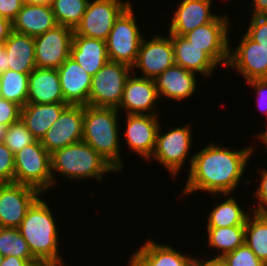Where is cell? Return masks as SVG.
<instances>
[{
    "label": "cell",
    "instance_id": "f35d334b",
    "mask_svg": "<svg viewBox=\"0 0 267 266\" xmlns=\"http://www.w3.org/2000/svg\"><path fill=\"white\" fill-rule=\"evenodd\" d=\"M245 84L254 88L257 97V109L259 108L267 116V78L249 80Z\"/></svg>",
    "mask_w": 267,
    "mask_h": 266
},
{
    "label": "cell",
    "instance_id": "8fae6325",
    "mask_svg": "<svg viewBox=\"0 0 267 266\" xmlns=\"http://www.w3.org/2000/svg\"><path fill=\"white\" fill-rule=\"evenodd\" d=\"M73 35L72 28L57 25L34 37L36 67L58 69L70 57Z\"/></svg>",
    "mask_w": 267,
    "mask_h": 266
},
{
    "label": "cell",
    "instance_id": "f6af8a7d",
    "mask_svg": "<svg viewBox=\"0 0 267 266\" xmlns=\"http://www.w3.org/2000/svg\"><path fill=\"white\" fill-rule=\"evenodd\" d=\"M7 71V53L5 51V41H0V75Z\"/></svg>",
    "mask_w": 267,
    "mask_h": 266
},
{
    "label": "cell",
    "instance_id": "2e32d148",
    "mask_svg": "<svg viewBox=\"0 0 267 266\" xmlns=\"http://www.w3.org/2000/svg\"><path fill=\"white\" fill-rule=\"evenodd\" d=\"M242 37L235 50L230 46L227 68L236 69L245 82L267 78V50L246 33Z\"/></svg>",
    "mask_w": 267,
    "mask_h": 266
},
{
    "label": "cell",
    "instance_id": "8992f818",
    "mask_svg": "<svg viewBox=\"0 0 267 266\" xmlns=\"http://www.w3.org/2000/svg\"><path fill=\"white\" fill-rule=\"evenodd\" d=\"M162 126H159L156 136V145L151 158L163 165L164 169L171 174L173 180L180 170L183 169L186 160L189 159V167H191L194 154L190 155L192 150V130L190 124L181 127H172L166 133H161ZM189 157V158H187Z\"/></svg>",
    "mask_w": 267,
    "mask_h": 266
},
{
    "label": "cell",
    "instance_id": "ac0fdd59",
    "mask_svg": "<svg viewBox=\"0 0 267 266\" xmlns=\"http://www.w3.org/2000/svg\"><path fill=\"white\" fill-rule=\"evenodd\" d=\"M214 0H181L171 17L169 34L183 36L198 26L212 22L218 15L211 8Z\"/></svg>",
    "mask_w": 267,
    "mask_h": 266
},
{
    "label": "cell",
    "instance_id": "30bf717a",
    "mask_svg": "<svg viewBox=\"0 0 267 266\" xmlns=\"http://www.w3.org/2000/svg\"><path fill=\"white\" fill-rule=\"evenodd\" d=\"M124 1L90 0L74 35L106 40L116 19L131 4V0Z\"/></svg>",
    "mask_w": 267,
    "mask_h": 266
},
{
    "label": "cell",
    "instance_id": "cb8c5ba5",
    "mask_svg": "<svg viewBox=\"0 0 267 266\" xmlns=\"http://www.w3.org/2000/svg\"><path fill=\"white\" fill-rule=\"evenodd\" d=\"M70 58L94 76L108 61L105 40L73 35Z\"/></svg>",
    "mask_w": 267,
    "mask_h": 266
},
{
    "label": "cell",
    "instance_id": "d6a6232c",
    "mask_svg": "<svg viewBox=\"0 0 267 266\" xmlns=\"http://www.w3.org/2000/svg\"><path fill=\"white\" fill-rule=\"evenodd\" d=\"M90 0H53L51 7L58 25L73 30L80 23Z\"/></svg>",
    "mask_w": 267,
    "mask_h": 266
},
{
    "label": "cell",
    "instance_id": "c3c4849f",
    "mask_svg": "<svg viewBox=\"0 0 267 266\" xmlns=\"http://www.w3.org/2000/svg\"><path fill=\"white\" fill-rule=\"evenodd\" d=\"M187 266H205V258H193Z\"/></svg>",
    "mask_w": 267,
    "mask_h": 266
},
{
    "label": "cell",
    "instance_id": "f1b7e54d",
    "mask_svg": "<svg viewBox=\"0 0 267 266\" xmlns=\"http://www.w3.org/2000/svg\"><path fill=\"white\" fill-rule=\"evenodd\" d=\"M244 243L267 266V213L250 212L245 222Z\"/></svg>",
    "mask_w": 267,
    "mask_h": 266
},
{
    "label": "cell",
    "instance_id": "1f68e13d",
    "mask_svg": "<svg viewBox=\"0 0 267 266\" xmlns=\"http://www.w3.org/2000/svg\"><path fill=\"white\" fill-rule=\"evenodd\" d=\"M0 254L27 260L31 265L39 262L32 255L18 228L0 227Z\"/></svg>",
    "mask_w": 267,
    "mask_h": 266
},
{
    "label": "cell",
    "instance_id": "7a4b0ae2",
    "mask_svg": "<svg viewBox=\"0 0 267 266\" xmlns=\"http://www.w3.org/2000/svg\"><path fill=\"white\" fill-rule=\"evenodd\" d=\"M47 200L39 196L28 208L25 218L18 227L20 234L28 243L32 255L39 262H50L57 266L64 265V258L59 254L60 239L54 217ZM55 218V219H54Z\"/></svg>",
    "mask_w": 267,
    "mask_h": 266
},
{
    "label": "cell",
    "instance_id": "277c9868",
    "mask_svg": "<svg viewBox=\"0 0 267 266\" xmlns=\"http://www.w3.org/2000/svg\"><path fill=\"white\" fill-rule=\"evenodd\" d=\"M111 172L118 171L83 140L55 150L51 154L53 186L58 179L55 173L74 181L94 178L101 182L105 175Z\"/></svg>",
    "mask_w": 267,
    "mask_h": 266
},
{
    "label": "cell",
    "instance_id": "7402d4cb",
    "mask_svg": "<svg viewBox=\"0 0 267 266\" xmlns=\"http://www.w3.org/2000/svg\"><path fill=\"white\" fill-rule=\"evenodd\" d=\"M57 25L51 5L25 1L16 18L12 21V30L36 37Z\"/></svg>",
    "mask_w": 267,
    "mask_h": 266
},
{
    "label": "cell",
    "instance_id": "44dd1931",
    "mask_svg": "<svg viewBox=\"0 0 267 266\" xmlns=\"http://www.w3.org/2000/svg\"><path fill=\"white\" fill-rule=\"evenodd\" d=\"M149 239L131 255L129 263L132 266H187L194 257L177 251L169 244Z\"/></svg>",
    "mask_w": 267,
    "mask_h": 266
},
{
    "label": "cell",
    "instance_id": "60d3db41",
    "mask_svg": "<svg viewBox=\"0 0 267 266\" xmlns=\"http://www.w3.org/2000/svg\"><path fill=\"white\" fill-rule=\"evenodd\" d=\"M25 0H0V17L9 19L11 22L16 18Z\"/></svg>",
    "mask_w": 267,
    "mask_h": 266
},
{
    "label": "cell",
    "instance_id": "484cf974",
    "mask_svg": "<svg viewBox=\"0 0 267 266\" xmlns=\"http://www.w3.org/2000/svg\"><path fill=\"white\" fill-rule=\"evenodd\" d=\"M68 106L64 102L52 104L26 103L21 107V121L36 140H42L46 132L58 120Z\"/></svg>",
    "mask_w": 267,
    "mask_h": 266
},
{
    "label": "cell",
    "instance_id": "b9f144b4",
    "mask_svg": "<svg viewBox=\"0 0 267 266\" xmlns=\"http://www.w3.org/2000/svg\"><path fill=\"white\" fill-rule=\"evenodd\" d=\"M12 31V22L4 17H0V41H6Z\"/></svg>",
    "mask_w": 267,
    "mask_h": 266
},
{
    "label": "cell",
    "instance_id": "4316f807",
    "mask_svg": "<svg viewBox=\"0 0 267 266\" xmlns=\"http://www.w3.org/2000/svg\"><path fill=\"white\" fill-rule=\"evenodd\" d=\"M34 37L11 31L5 41L7 70L30 73L36 68Z\"/></svg>",
    "mask_w": 267,
    "mask_h": 266
},
{
    "label": "cell",
    "instance_id": "7c38bea8",
    "mask_svg": "<svg viewBox=\"0 0 267 266\" xmlns=\"http://www.w3.org/2000/svg\"><path fill=\"white\" fill-rule=\"evenodd\" d=\"M174 64L173 44L170 34H168V37L158 34L149 40L142 38L136 61L131 68L132 71L136 68L140 70L143 74H140V77L154 79Z\"/></svg>",
    "mask_w": 267,
    "mask_h": 266
},
{
    "label": "cell",
    "instance_id": "8d00e7d4",
    "mask_svg": "<svg viewBox=\"0 0 267 266\" xmlns=\"http://www.w3.org/2000/svg\"><path fill=\"white\" fill-rule=\"evenodd\" d=\"M14 171V153L2 142L0 143V184L13 183Z\"/></svg>",
    "mask_w": 267,
    "mask_h": 266
},
{
    "label": "cell",
    "instance_id": "f546056e",
    "mask_svg": "<svg viewBox=\"0 0 267 266\" xmlns=\"http://www.w3.org/2000/svg\"><path fill=\"white\" fill-rule=\"evenodd\" d=\"M208 246L218 250L213 257H223L233 252L245 241V226H230L227 228H206Z\"/></svg>",
    "mask_w": 267,
    "mask_h": 266
},
{
    "label": "cell",
    "instance_id": "d6986e66",
    "mask_svg": "<svg viewBox=\"0 0 267 266\" xmlns=\"http://www.w3.org/2000/svg\"><path fill=\"white\" fill-rule=\"evenodd\" d=\"M57 70L64 103L68 105H88L92 76L70 57Z\"/></svg>",
    "mask_w": 267,
    "mask_h": 266
},
{
    "label": "cell",
    "instance_id": "7bdbcfd3",
    "mask_svg": "<svg viewBox=\"0 0 267 266\" xmlns=\"http://www.w3.org/2000/svg\"><path fill=\"white\" fill-rule=\"evenodd\" d=\"M252 7L251 15H267V0H252Z\"/></svg>",
    "mask_w": 267,
    "mask_h": 266
},
{
    "label": "cell",
    "instance_id": "ba28073f",
    "mask_svg": "<svg viewBox=\"0 0 267 266\" xmlns=\"http://www.w3.org/2000/svg\"><path fill=\"white\" fill-rule=\"evenodd\" d=\"M131 73L130 66L109 60L92 76L88 105L118 108L124 86Z\"/></svg>",
    "mask_w": 267,
    "mask_h": 266
},
{
    "label": "cell",
    "instance_id": "ffe728a7",
    "mask_svg": "<svg viewBox=\"0 0 267 266\" xmlns=\"http://www.w3.org/2000/svg\"><path fill=\"white\" fill-rule=\"evenodd\" d=\"M197 77V74L174 64L154 78L159 98L163 96L174 102L189 99L197 93Z\"/></svg>",
    "mask_w": 267,
    "mask_h": 266
},
{
    "label": "cell",
    "instance_id": "bcb514c9",
    "mask_svg": "<svg viewBox=\"0 0 267 266\" xmlns=\"http://www.w3.org/2000/svg\"><path fill=\"white\" fill-rule=\"evenodd\" d=\"M205 266H229L222 257H213L205 259Z\"/></svg>",
    "mask_w": 267,
    "mask_h": 266
},
{
    "label": "cell",
    "instance_id": "e575fe53",
    "mask_svg": "<svg viewBox=\"0 0 267 266\" xmlns=\"http://www.w3.org/2000/svg\"><path fill=\"white\" fill-rule=\"evenodd\" d=\"M222 258L229 266H266L245 243Z\"/></svg>",
    "mask_w": 267,
    "mask_h": 266
},
{
    "label": "cell",
    "instance_id": "3957f363",
    "mask_svg": "<svg viewBox=\"0 0 267 266\" xmlns=\"http://www.w3.org/2000/svg\"><path fill=\"white\" fill-rule=\"evenodd\" d=\"M117 108L84 106L82 140L105 158L118 172L123 169Z\"/></svg>",
    "mask_w": 267,
    "mask_h": 266
},
{
    "label": "cell",
    "instance_id": "7dc6e473",
    "mask_svg": "<svg viewBox=\"0 0 267 266\" xmlns=\"http://www.w3.org/2000/svg\"><path fill=\"white\" fill-rule=\"evenodd\" d=\"M254 137L258 138V140H260L264 144V146L267 148V128H266V131L264 130V132L256 134L254 135Z\"/></svg>",
    "mask_w": 267,
    "mask_h": 266
},
{
    "label": "cell",
    "instance_id": "d590c367",
    "mask_svg": "<svg viewBox=\"0 0 267 266\" xmlns=\"http://www.w3.org/2000/svg\"><path fill=\"white\" fill-rule=\"evenodd\" d=\"M246 34L267 50V15H251Z\"/></svg>",
    "mask_w": 267,
    "mask_h": 266
},
{
    "label": "cell",
    "instance_id": "6da1fadb",
    "mask_svg": "<svg viewBox=\"0 0 267 266\" xmlns=\"http://www.w3.org/2000/svg\"><path fill=\"white\" fill-rule=\"evenodd\" d=\"M253 146L238 151L211 142L194 154L188 177L180 196L207 192L219 198L222 194H234L241 183L247 163L254 154ZM253 152V154H252ZM217 195V196H216Z\"/></svg>",
    "mask_w": 267,
    "mask_h": 266
},
{
    "label": "cell",
    "instance_id": "9a60e30c",
    "mask_svg": "<svg viewBox=\"0 0 267 266\" xmlns=\"http://www.w3.org/2000/svg\"><path fill=\"white\" fill-rule=\"evenodd\" d=\"M83 120L84 106L68 105L42 138V146L52 154L55 150L82 141Z\"/></svg>",
    "mask_w": 267,
    "mask_h": 266
},
{
    "label": "cell",
    "instance_id": "52a82bcc",
    "mask_svg": "<svg viewBox=\"0 0 267 266\" xmlns=\"http://www.w3.org/2000/svg\"><path fill=\"white\" fill-rule=\"evenodd\" d=\"M132 3L119 15L105 40L110 61L132 67L144 37L138 27ZM141 32V33H140Z\"/></svg>",
    "mask_w": 267,
    "mask_h": 266
},
{
    "label": "cell",
    "instance_id": "681fc988",
    "mask_svg": "<svg viewBox=\"0 0 267 266\" xmlns=\"http://www.w3.org/2000/svg\"><path fill=\"white\" fill-rule=\"evenodd\" d=\"M25 1L29 3L48 4V5H51L53 2V0H25Z\"/></svg>",
    "mask_w": 267,
    "mask_h": 266
},
{
    "label": "cell",
    "instance_id": "5bb4252c",
    "mask_svg": "<svg viewBox=\"0 0 267 266\" xmlns=\"http://www.w3.org/2000/svg\"><path fill=\"white\" fill-rule=\"evenodd\" d=\"M132 72L134 75L131 73L126 81L117 110H124L125 114L159 115L157 103L160 99L155 80Z\"/></svg>",
    "mask_w": 267,
    "mask_h": 266
},
{
    "label": "cell",
    "instance_id": "d4e9b609",
    "mask_svg": "<svg viewBox=\"0 0 267 266\" xmlns=\"http://www.w3.org/2000/svg\"><path fill=\"white\" fill-rule=\"evenodd\" d=\"M173 44L174 62L201 77L211 76L218 66L201 48L190 43L185 37L170 35Z\"/></svg>",
    "mask_w": 267,
    "mask_h": 266
},
{
    "label": "cell",
    "instance_id": "5b68a950",
    "mask_svg": "<svg viewBox=\"0 0 267 266\" xmlns=\"http://www.w3.org/2000/svg\"><path fill=\"white\" fill-rule=\"evenodd\" d=\"M14 160V183L33 187L41 194L53 188L51 154L40 140H35L14 154Z\"/></svg>",
    "mask_w": 267,
    "mask_h": 266
},
{
    "label": "cell",
    "instance_id": "4fadbf2b",
    "mask_svg": "<svg viewBox=\"0 0 267 266\" xmlns=\"http://www.w3.org/2000/svg\"><path fill=\"white\" fill-rule=\"evenodd\" d=\"M40 195L37 189L27 185L0 184V227L18 228L28 208Z\"/></svg>",
    "mask_w": 267,
    "mask_h": 266
},
{
    "label": "cell",
    "instance_id": "4dcf8cb0",
    "mask_svg": "<svg viewBox=\"0 0 267 266\" xmlns=\"http://www.w3.org/2000/svg\"><path fill=\"white\" fill-rule=\"evenodd\" d=\"M29 74L4 71L0 75V97L24 107L27 103Z\"/></svg>",
    "mask_w": 267,
    "mask_h": 266
},
{
    "label": "cell",
    "instance_id": "ee69618b",
    "mask_svg": "<svg viewBox=\"0 0 267 266\" xmlns=\"http://www.w3.org/2000/svg\"><path fill=\"white\" fill-rule=\"evenodd\" d=\"M31 264L24 259L17 258L14 256L4 257L1 266H30Z\"/></svg>",
    "mask_w": 267,
    "mask_h": 266
},
{
    "label": "cell",
    "instance_id": "836d02e7",
    "mask_svg": "<svg viewBox=\"0 0 267 266\" xmlns=\"http://www.w3.org/2000/svg\"><path fill=\"white\" fill-rule=\"evenodd\" d=\"M35 140L36 139L32 136V133L20 119L7 127L4 143L14 154H16Z\"/></svg>",
    "mask_w": 267,
    "mask_h": 266
},
{
    "label": "cell",
    "instance_id": "83f0119b",
    "mask_svg": "<svg viewBox=\"0 0 267 266\" xmlns=\"http://www.w3.org/2000/svg\"><path fill=\"white\" fill-rule=\"evenodd\" d=\"M226 200L219 201L214 206L209 216H206L207 224L205 228H227L230 226H245L249 210L245 211L239 205L235 197H228L230 194H222Z\"/></svg>",
    "mask_w": 267,
    "mask_h": 266
},
{
    "label": "cell",
    "instance_id": "f907efd6",
    "mask_svg": "<svg viewBox=\"0 0 267 266\" xmlns=\"http://www.w3.org/2000/svg\"><path fill=\"white\" fill-rule=\"evenodd\" d=\"M7 126L0 124V143L4 142Z\"/></svg>",
    "mask_w": 267,
    "mask_h": 266
},
{
    "label": "cell",
    "instance_id": "74e56055",
    "mask_svg": "<svg viewBox=\"0 0 267 266\" xmlns=\"http://www.w3.org/2000/svg\"><path fill=\"white\" fill-rule=\"evenodd\" d=\"M21 106L0 97V124L10 126L20 120Z\"/></svg>",
    "mask_w": 267,
    "mask_h": 266
},
{
    "label": "cell",
    "instance_id": "ab89813d",
    "mask_svg": "<svg viewBox=\"0 0 267 266\" xmlns=\"http://www.w3.org/2000/svg\"><path fill=\"white\" fill-rule=\"evenodd\" d=\"M265 169L266 168H263L259 171L261 180H259V186L257 185L255 193H253L256 197L255 199L259 202L257 203L258 205L256 208H251V211L267 213V170Z\"/></svg>",
    "mask_w": 267,
    "mask_h": 266
},
{
    "label": "cell",
    "instance_id": "603a6c76",
    "mask_svg": "<svg viewBox=\"0 0 267 266\" xmlns=\"http://www.w3.org/2000/svg\"><path fill=\"white\" fill-rule=\"evenodd\" d=\"M64 102L57 69L35 68L29 74L27 103Z\"/></svg>",
    "mask_w": 267,
    "mask_h": 266
},
{
    "label": "cell",
    "instance_id": "f5cc1de1",
    "mask_svg": "<svg viewBox=\"0 0 267 266\" xmlns=\"http://www.w3.org/2000/svg\"><path fill=\"white\" fill-rule=\"evenodd\" d=\"M3 259H4V256L0 254V266H1L2 262H3Z\"/></svg>",
    "mask_w": 267,
    "mask_h": 266
},
{
    "label": "cell",
    "instance_id": "816d5d0a",
    "mask_svg": "<svg viewBox=\"0 0 267 266\" xmlns=\"http://www.w3.org/2000/svg\"><path fill=\"white\" fill-rule=\"evenodd\" d=\"M30 266H57V265L54 263H50V262H37Z\"/></svg>",
    "mask_w": 267,
    "mask_h": 266
},
{
    "label": "cell",
    "instance_id": "e0dca14e",
    "mask_svg": "<svg viewBox=\"0 0 267 266\" xmlns=\"http://www.w3.org/2000/svg\"><path fill=\"white\" fill-rule=\"evenodd\" d=\"M126 129H123L125 145L128 144L131 152L149 160L156 145L157 131L160 126L159 115L124 114ZM160 121V122H159Z\"/></svg>",
    "mask_w": 267,
    "mask_h": 266
},
{
    "label": "cell",
    "instance_id": "9c48e42d",
    "mask_svg": "<svg viewBox=\"0 0 267 266\" xmlns=\"http://www.w3.org/2000/svg\"><path fill=\"white\" fill-rule=\"evenodd\" d=\"M227 14L217 16L212 22L198 26L183 35L192 45L201 48L218 66L227 67L229 62V28Z\"/></svg>",
    "mask_w": 267,
    "mask_h": 266
}]
</instances>
